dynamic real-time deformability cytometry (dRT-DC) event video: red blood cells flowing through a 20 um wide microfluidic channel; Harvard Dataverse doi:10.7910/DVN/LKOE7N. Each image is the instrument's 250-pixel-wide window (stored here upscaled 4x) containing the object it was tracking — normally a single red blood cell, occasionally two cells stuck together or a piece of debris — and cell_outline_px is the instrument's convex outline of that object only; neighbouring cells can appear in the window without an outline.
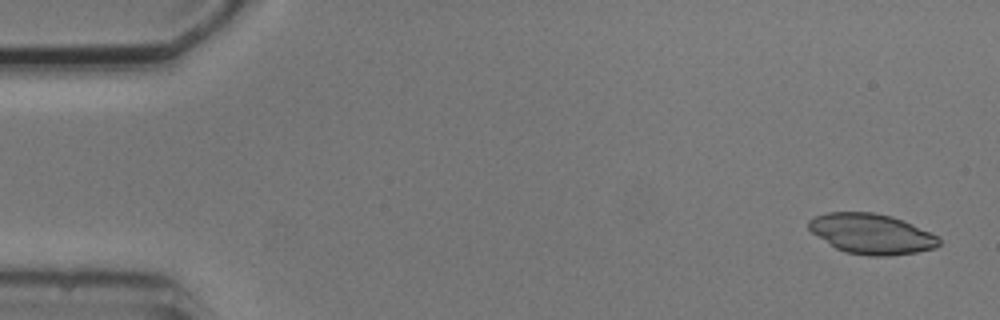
{"species": "common noctule bat (a hibernating species)", "species_latin": "Nyctalus noctula", "temperature_condition": "cold", "stored_images_in_passage": 6, "camera_frame_rate_fps": 3000, "um_per_image_px": 0.085, "animal": {"sex": "male", "body_mass_g": 20.5, "forearm_length_mm": 52.5}, "frame": {"image": 1, "passage_image": 1, "time_ms": 0.0, "image_size_px": [1000, 320], "cell_outline_px": [[940, 244], [936, 248], [916, 252], [892, 256], [868, 256], [844, 252], [836, 248], [812, 232], [808, 228], [808, 220], [816, 216], [828, 212], [872, 212], [892, 216], [912, 224], [936, 236], [940, 240]], "centroid_in_image_um": [74.07, 19.88], "position_along_channel_um": 10.9, "area_um2": 30.4}}